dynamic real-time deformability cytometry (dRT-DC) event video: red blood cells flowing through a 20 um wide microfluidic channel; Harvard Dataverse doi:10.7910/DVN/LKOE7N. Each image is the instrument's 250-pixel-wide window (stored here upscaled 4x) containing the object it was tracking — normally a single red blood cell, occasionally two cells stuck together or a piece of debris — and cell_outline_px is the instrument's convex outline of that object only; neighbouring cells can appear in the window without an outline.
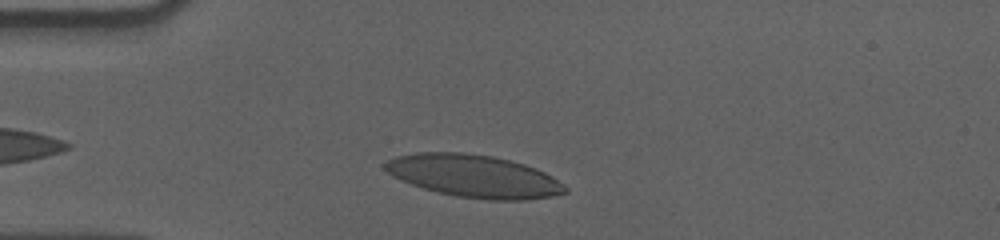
{"species": "human", "species_latin": "Homo sapiens", "temperature_condition": "cold", "stored_images_in_passage": 37, "camera_frame_rate_fps": 3000, "um_per_image_px": 0.085, "donor": {"sex": "male"}, "frame": {"image": 1, "passage_image": 5, "time_ms": 1.333, "image_size_px": [1000, 240], "cell_outline_px": [[568, 192], [552, 196], [524, 200], [488, 200], [456, 196], [436, 192], [400, 180], [392, 176], [384, 168], [384, 164], [388, 160], [396, 156], [416, 152], [460, 152], [492, 156], [524, 164], [536, 168], [552, 176], [564, 184], [568, 188]], "centroid_in_image_um": [40.28, 14.97], "position_along_channel_um": 44.7, "area_um2": 44.68}}
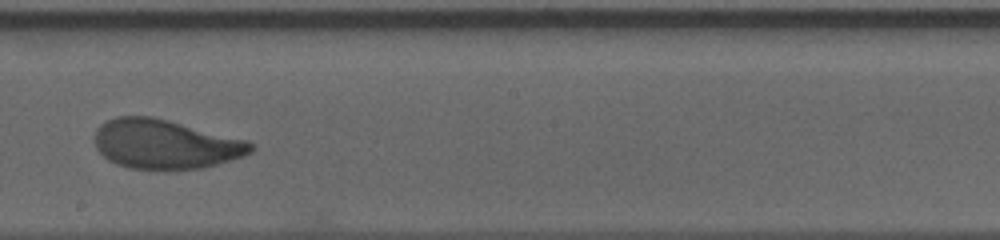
{"frame": {"image": 2, "passage_image": 23, "time_ms": 7.333, "image_size_px": [1000, 240], "cell_outline_px": [[256, 148], [252, 152], [244, 156], [216, 164], [200, 168], [128, 168], [116, 164], [108, 160], [96, 148], [92, 140], [96, 128], [100, 124], [116, 116], [152, 116], [248, 140], [256, 144]], "centroid_in_image_um": [14.03, 12.23], "position_along_channel_um": 234.2, "area_um2": 44.91}}
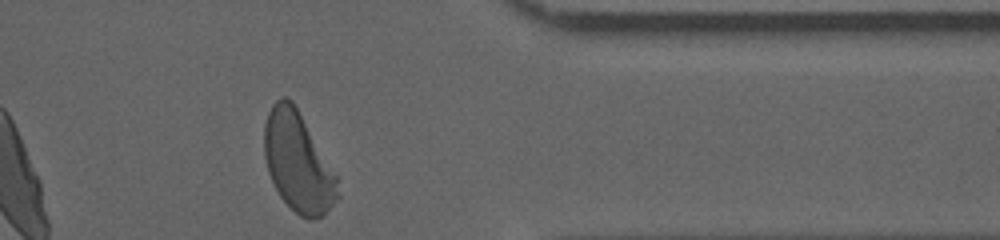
{"frame": {"image": 3, "passage_image": 37, "time_ms": 12.0, "image_size_px": [1000, 240], "cell_outline_px": [[340, 196], [324, 216], [312, 220], [308, 220], [300, 216], [280, 196], [268, 172], [264, 156], [264, 124], [268, 112], [272, 104], [280, 96], [284, 96], [292, 100], [340, 176]], "centroid_in_image_um": [25.39, 13.79], "position_along_channel_um": 386.0, "area_um2": 43.52}, "authors_computed_cell_mechanics": {"area_um2": 44.7372, "velocity_mm_per_s": 3.5396, "shape_relaxation_time_tau1_ms": 4.0286, "shape_relaxation_time_tau2_ms": 0.9062, "deformation_change_tau1": 0.1776, "deformation_change_tau2": 0.0615}}